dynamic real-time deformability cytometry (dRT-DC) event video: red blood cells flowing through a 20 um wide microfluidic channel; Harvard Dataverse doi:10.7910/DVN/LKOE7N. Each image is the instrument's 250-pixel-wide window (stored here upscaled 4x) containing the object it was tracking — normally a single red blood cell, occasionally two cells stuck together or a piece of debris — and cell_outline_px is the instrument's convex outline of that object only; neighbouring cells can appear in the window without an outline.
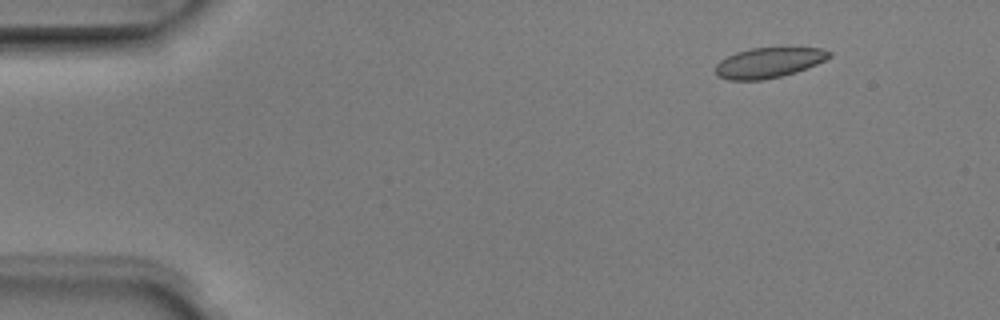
{"species": "Egyptian fruit bat (a non-hibernating species)", "species_latin": "Rousettus aegyptiacus", "temperature_condition": "room temperature", "stored_images_in_passage": 6, "camera_frame_rate_fps": 3000, "um_per_image_px": 0.085, "animal": {"sex": "male"}, "frame": {"image": 1, "passage_image": 2, "time_ms": 0.333, "image_size_px": [1000, 320], "cell_outline_px": [[832, 56], [808, 68], [796, 72], [780, 76], [760, 80], [728, 80], [716, 76], [716, 64], [720, 60], [736, 52], [752, 48], [820, 48], [832, 52]], "centroid_in_image_um": [65.33, 5.33], "position_along_channel_um": 19.7, "area_um2": 19.94}}
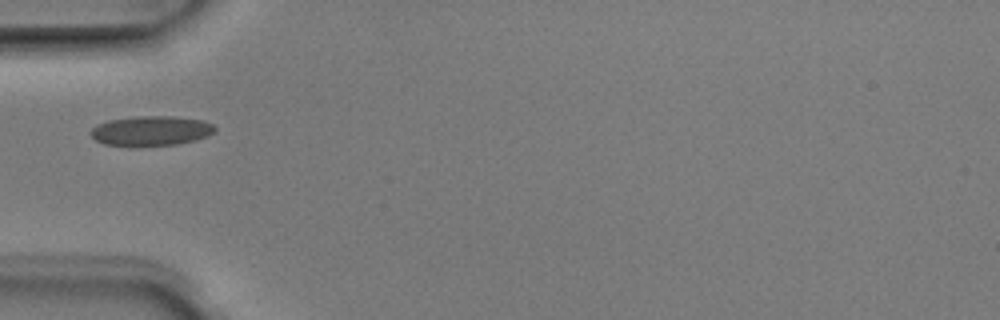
{"frame": {"image": 2, "passage_image": 5, "time_ms": 1.333, "image_size_px": [1000, 320], "cell_outline_px": [[216, 128], [208, 136], [196, 140], [176, 144], [140, 148], [132, 148], [104, 144], [96, 140], [88, 132], [96, 124], [108, 120], [136, 116], [172, 116], [204, 120], [212, 124]], "centroid_in_image_um": [12.79, 11.15], "position_along_channel_um": 72.2, "area_um2": 22.25}}
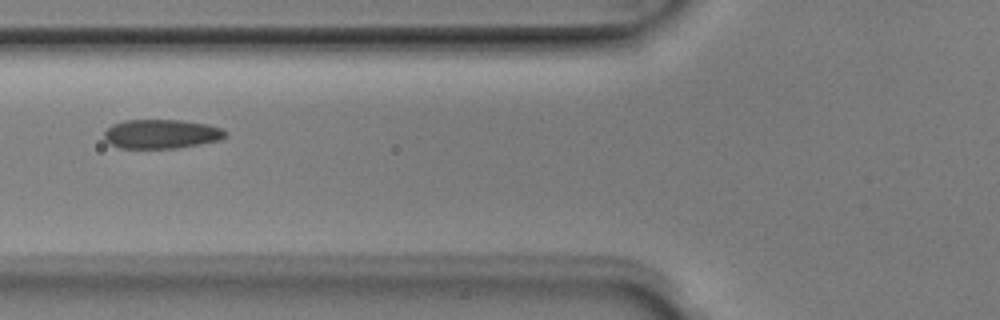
{"frame": {"image": 3, "passage_image": 6, "time_ms": 1.667, "image_size_px": [1000, 320], "cell_outline_px": [[228, 136], [220, 140], [200, 144], [176, 148], [116, 148], [108, 144], [104, 140], [104, 132], [112, 124], [124, 120], [180, 120], [208, 124], [224, 128], [228, 132]], "centroid_in_image_um": [13.72, 11.39], "position_along_channel_um": 112.1, "area_um2": 20.98}}